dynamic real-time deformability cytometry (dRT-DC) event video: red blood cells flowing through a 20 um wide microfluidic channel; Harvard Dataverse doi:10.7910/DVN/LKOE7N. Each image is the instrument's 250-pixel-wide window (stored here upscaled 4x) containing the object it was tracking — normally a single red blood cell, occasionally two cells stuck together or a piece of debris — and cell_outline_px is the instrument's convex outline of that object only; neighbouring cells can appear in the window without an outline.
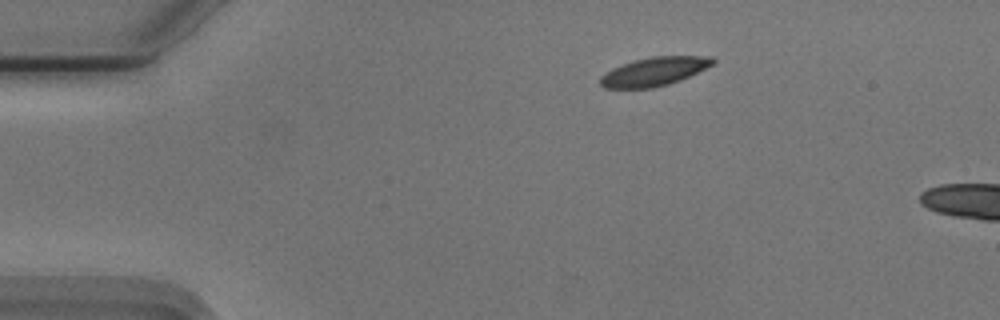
{"species": "Egyptian fruit bat (a non-hibernating species)", "species_latin": "Rousettus aegyptiacus", "temperature_condition": "cold", "stored_images_in_passage": 5, "camera_frame_rate_fps": 3000, "um_per_image_px": 0.085, "animal": {"sex": "male"}, "frame": {"image": 1, "passage_image": 1, "time_ms": 0.0, "image_size_px": [1000, 320], "cell_outline_px": [[716, 60], [712, 64], [680, 80], [668, 84], [652, 88], [604, 88], [600, 84], [600, 76], [604, 72], [612, 68], [636, 60], [652, 56], [712, 56]], "centroid_in_image_um": [55.57, 6.08], "position_along_channel_um": 29.4, "area_um2": 18.55}}